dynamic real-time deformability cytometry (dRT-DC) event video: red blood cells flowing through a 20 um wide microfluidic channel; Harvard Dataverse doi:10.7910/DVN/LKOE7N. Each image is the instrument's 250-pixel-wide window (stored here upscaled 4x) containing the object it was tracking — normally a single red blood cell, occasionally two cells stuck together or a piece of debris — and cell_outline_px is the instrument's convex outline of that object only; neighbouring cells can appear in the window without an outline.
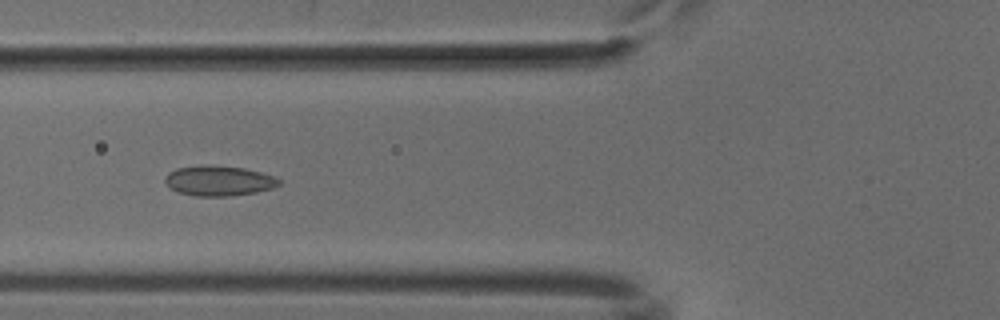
{"species": "common noctule bat (a hibernating species)", "species_latin": "Nyctalus noctula", "temperature_condition": "cold", "stored_images_in_passage": 49, "camera_frame_rate_fps": 3000, "um_per_image_px": 0.085, "animal": {"sex": "male", "body_mass_g": 18.8}, "frame": {"image": 1, "passage_image": 17, "time_ms": 5.333, "image_size_px": [1000, 320], "cell_outline_px": [[280, 184], [272, 188], [256, 192], [228, 196], [196, 196], [176, 192], [164, 180], [164, 176], [168, 172], [176, 168], [204, 164], [208, 164], [244, 168], [276, 176], [280, 180]], "centroid_in_image_um": [18.58, 15.35], "position_along_channel_um": 107.2, "area_um2": 20.17}}
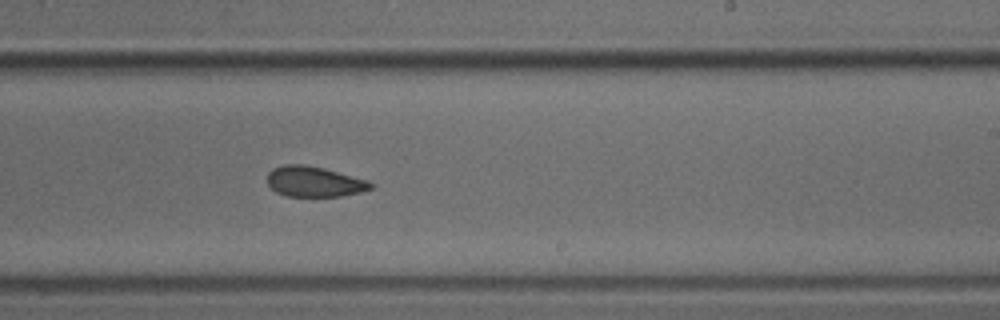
{"frame": {"image": 2, "passage_image": 29, "time_ms": 9.333, "image_size_px": [1000, 320], "cell_outline_px": [[372, 188], [360, 192], [340, 196], [288, 196], [276, 192], [268, 184], [268, 172], [272, 168], [284, 164], [304, 164], [324, 168], [368, 180], [372, 184]], "centroid_in_image_um": [26.69, 15.42], "position_along_channel_um": 262.3, "area_um2": 18.26}}
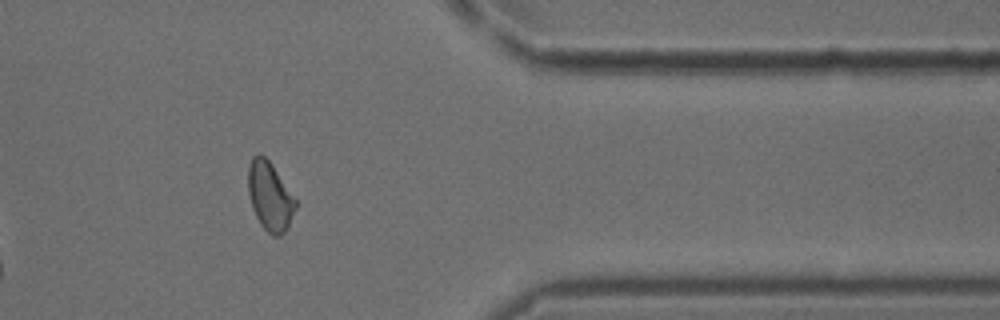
{"frame": {"image": 3, "passage_image": 40, "time_ms": 13.0, "image_size_px": [1000, 320], "cell_outline_px": [[296, 208], [288, 228], [280, 236], [272, 236], [260, 224], [252, 208], [248, 192], [248, 168], [252, 156], [264, 156], [272, 164], [296, 200]], "centroid_in_image_um": [22.94, 16.71], "position_along_channel_um": 388.5, "area_um2": 18.84}}